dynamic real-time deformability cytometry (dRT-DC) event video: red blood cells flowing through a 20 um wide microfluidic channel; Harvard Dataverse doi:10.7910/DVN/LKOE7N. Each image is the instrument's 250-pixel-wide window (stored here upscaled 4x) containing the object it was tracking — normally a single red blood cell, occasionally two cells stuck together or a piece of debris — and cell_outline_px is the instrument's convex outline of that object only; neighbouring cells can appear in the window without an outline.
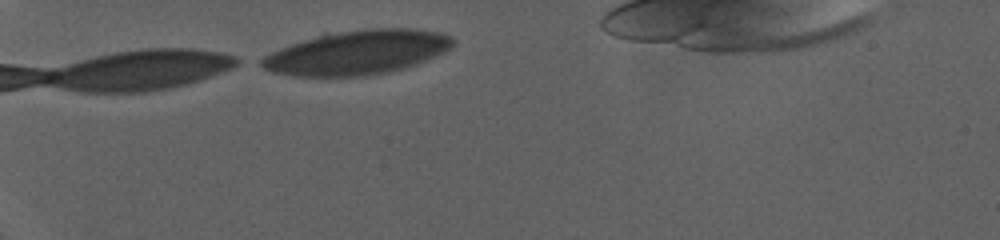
{"species": "human", "species_latin": "Homo sapiens", "temperature_condition": "warm", "stored_images_in_passage": 10, "camera_frame_rate_fps": 3000, "um_per_image_px": 0.085, "donor": {"sex": "female"}, "frame": {"image": 1, "passage_image": 1, "time_ms": 0.0, "image_size_px": [1000, 240], "cell_outline_px": [[452, 44], [448, 48], [424, 60], [388, 72], [364, 76], [296, 76], [276, 72], [264, 68], [256, 60], [272, 52], [292, 44], [324, 32], [364, 28], [408, 28], [436, 32], [448, 36], [452, 40]], "centroid_in_image_um": [30.26, 4.44], "position_along_channel_um": 54.7, "area_um2": 48.61}}
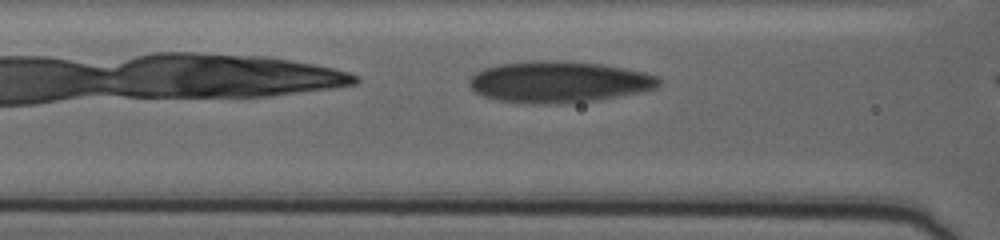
{"frame": {"image": 2, "passage_image": 7, "time_ms": 2.0, "image_size_px": [1000, 240], "cell_outline_px": [[660, 84], [656, 88], [616, 96], [568, 104], [524, 104], [496, 100], [484, 96], [476, 92], [468, 84], [468, 80], [476, 72], [484, 68], [500, 64], [536, 60], [556, 60], [600, 64], [624, 68], [644, 72], [656, 76], [660, 80]], "centroid_in_image_um": [47.44, 6.97], "position_along_channel_um": 119.2, "area_um2": 45.66}}